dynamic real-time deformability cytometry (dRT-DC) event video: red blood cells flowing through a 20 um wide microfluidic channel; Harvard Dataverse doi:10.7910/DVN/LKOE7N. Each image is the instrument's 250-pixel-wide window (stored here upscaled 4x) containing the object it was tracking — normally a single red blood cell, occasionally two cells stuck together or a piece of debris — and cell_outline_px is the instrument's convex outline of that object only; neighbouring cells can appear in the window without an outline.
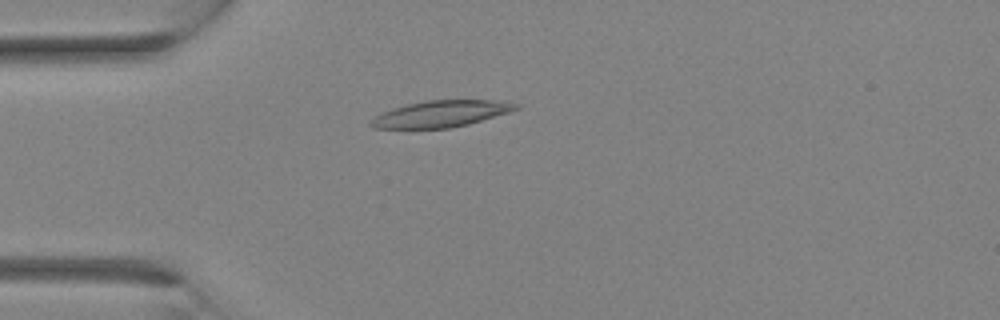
{"species": "Egyptian fruit bat (a non-hibernating species)", "species_latin": "Rousettus aegyptiacus", "temperature_condition": "room temperature", "stored_images_in_passage": 2, "camera_frame_rate_fps": 3000, "um_per_image_px": 0.085, "animal": {"sex": "female"}, "frame": {"image": 1, "passage_image": 2, "time_ms": 1.333, "image_size_px": [1000, 320], "cell_outline_px": [[520, 108], [508, 112], [468, 124], [448, 128], [372, 128], [368, 124], [376, 116], [392, 108], [408, 104], [428, 100], [496, 100], [520, 104]], "centroid_in_image_um": [37.49, 9.67], "position_along_channel_um": 47.5, "area_um2": 22.08}}